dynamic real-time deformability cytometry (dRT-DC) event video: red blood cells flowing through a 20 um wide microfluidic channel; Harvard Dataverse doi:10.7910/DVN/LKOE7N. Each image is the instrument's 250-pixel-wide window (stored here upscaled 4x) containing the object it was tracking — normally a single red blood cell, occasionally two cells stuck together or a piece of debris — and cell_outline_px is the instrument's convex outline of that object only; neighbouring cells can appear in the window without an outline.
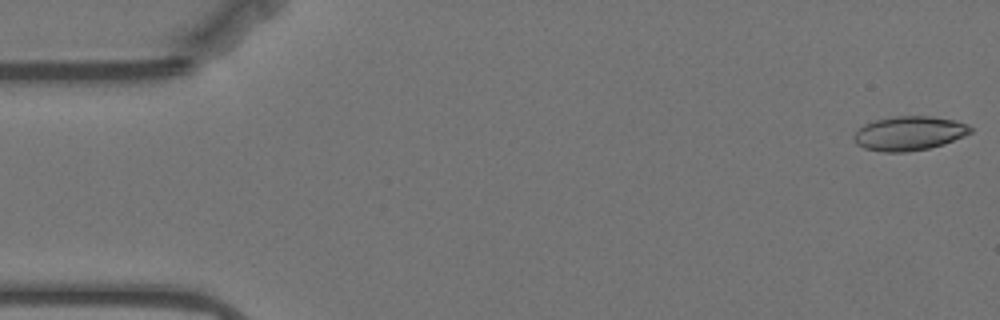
{"species": "Egyptian fruit bat (a non-hibernating species)", "species_latin": "Rousettus aegyptiacus", "temperature_condition": "warm", "stored_images_in_passage": 29, "camera_frame_rate_fps": 3000, "um_per_image_px": 0.085, "animal": {"sex": "female"}, "frame": {"image": 1, "passage_image": 1, "time_ms": 0.0, "image_size_px": [1000, 320], "cell_outline_px": [[972, 132], [964, 136], [944, 144], [928, 148], [908, 152], [884, 152], [864, 148], [856, 144], [852, 136], [864, 124], [876, 120], [892, 116], [932, 116], [952, 120], [968, 124], [972, 128]], "centroid_in_image_um": [77.27, 11.33], "position_along_channel_um": 7.7, "area_um2": 23.24}}
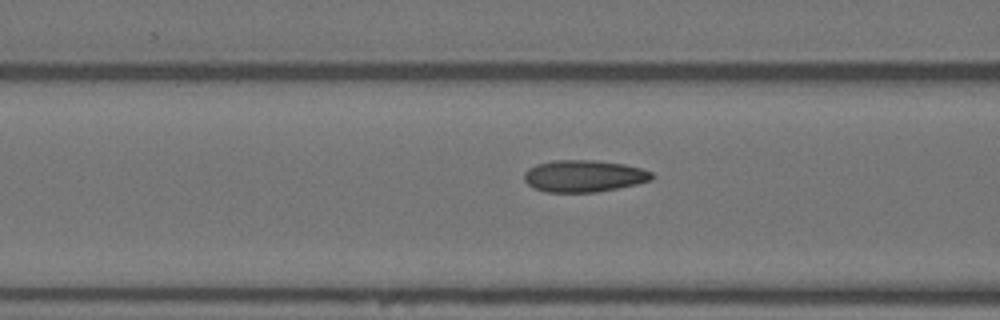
{"frame": {"image": 2, "passage_image": 21, "time_ms": 6.667, "image_size_px": [1000, 320], "cell_outline_px": [[656, 176], [652, 180], [636, 184], [596, 192], [544, 192], [532, 188], [524, 180], [524, 172], [528, 168], [536, 164], [552, 160], [596, 160], [624, 164], [640, 168], [652, 172]], "centroid_in_image_um": [49.61, 14.96], "position_along_channel_um": 117.0, "area_um2": 23.93}}
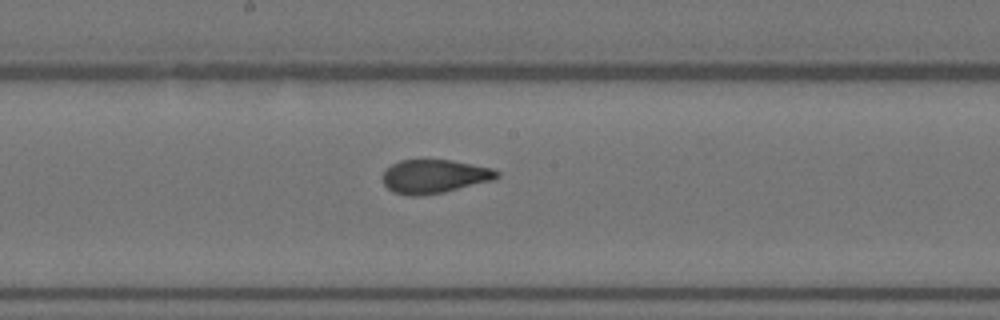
{"frame": {"image": 3, "passage_image": 29, "time_ms": 9.333, "image_size_px": [1000, 320], "cell_outline_px": [[500, 176], [492, 180], [444, 192], [420, 196], [412, 196], [392, 192], [384, 184], [384, 172], [392, 164], [400, 160], [452, 160], [492, 168], [500, 172]], "centroid_in_image_um": [36.93, 14.99], "position_along_channel_um": 211.3, "area_um2": 22.25}}